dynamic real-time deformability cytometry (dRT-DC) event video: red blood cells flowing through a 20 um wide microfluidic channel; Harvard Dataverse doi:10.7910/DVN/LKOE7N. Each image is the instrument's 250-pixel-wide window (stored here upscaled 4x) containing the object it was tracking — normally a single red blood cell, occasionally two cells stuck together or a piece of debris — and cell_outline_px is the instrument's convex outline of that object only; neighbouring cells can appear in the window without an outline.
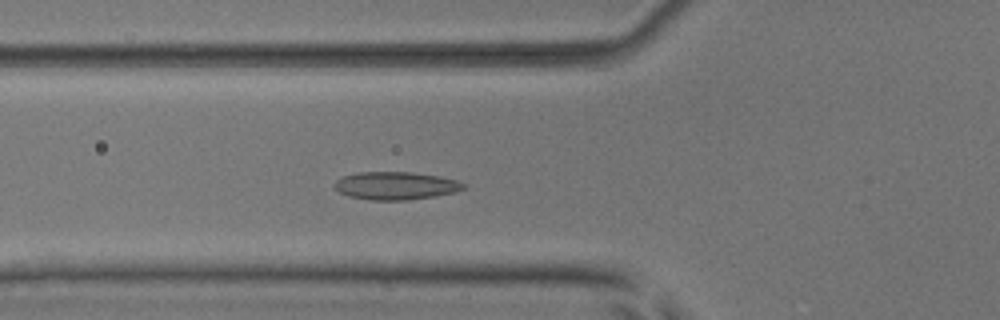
{"species": "common noctule bat (a hibernating species)", "species_latin": "Nyctalus noctula", "temperature_condition": "room temperature", "stored_images_in_passage": 51, "camera_frame_rate_fps": 3000, "um_per_image_px": 0.085, "animal": {"sex": "male", "body_mass_g": 17.9, "forearm_length_mm": 54.2}, "frame": {"image": 1, "passage_image": 17, "time_ms": 5.333, "image_size_px": [1000, 320], "cell_outline_px": [[468, 188], [456, 192], [436, 196], [408, 200], [372, 200], [348, 196], [340, 192], [332, 184], [336, 180], [344, 176], [356, 172], [412, 172], [440, 176], [456, 180], [468, 184]], "centroid_in_image_um": [33.69, 15.78], "position_along_channel_um": 92.1, "area_um2": 21.21}}
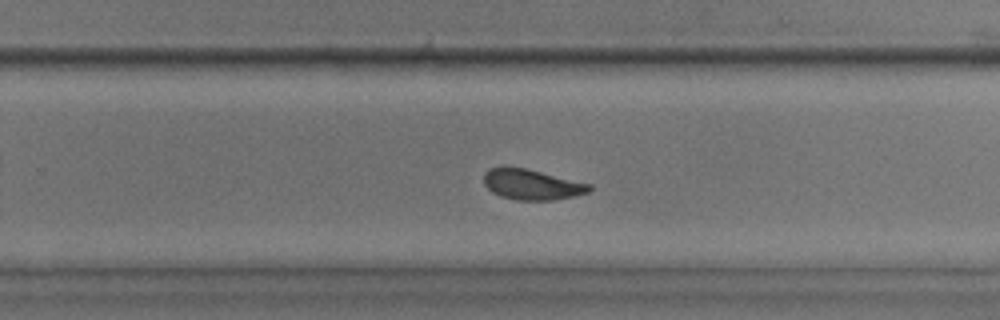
{"frame": {"image": 2, "passage_image": 32, "time_ms": 10.333, "image_size_px": [1000, 320], "cell_outline_px": [[592, 188], [588, 192], [576, 196], [556, 200], [516, 200], [500, 196], [492, 192], [484, 184], [484, 172], [488, 168], [524, 168], [592, 184]], "centroid_in_image_um": [45.23, 15.7], "position_along_channel_um": 284.6, "area_um2": 18.61}}
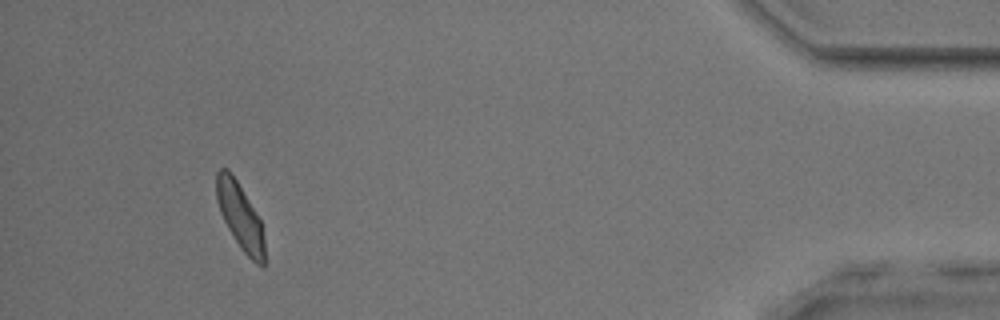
{"frame": {"image": 3, "passage_image": 47, "time_ms": 15.333, "image_size_px": [1000, 320], "cell_outline_px": [[264, 268], [256, 264], [240, 248], [228, 228], [220, 212], [216, 200], [216, 172], [220, 168], [228, 168], [236, 180], [260, 220], [264, 240]], "centroid_in_image_um": [20.39, 18.39], "position_along_channel_um": 414.8, "area_um2": 18.26}, "authors_computed_cell_mechanics": {"area_um2": 19.363, "velocity_mm_per_s": 3.8601, "shape_relaxation_time_tau1_ms": 4.8022, "shape_relaxation_time_tau2_ms": 1.918, "deformation_change_tau1": 0.1196, "deformation_change_tau2": 0.066}}